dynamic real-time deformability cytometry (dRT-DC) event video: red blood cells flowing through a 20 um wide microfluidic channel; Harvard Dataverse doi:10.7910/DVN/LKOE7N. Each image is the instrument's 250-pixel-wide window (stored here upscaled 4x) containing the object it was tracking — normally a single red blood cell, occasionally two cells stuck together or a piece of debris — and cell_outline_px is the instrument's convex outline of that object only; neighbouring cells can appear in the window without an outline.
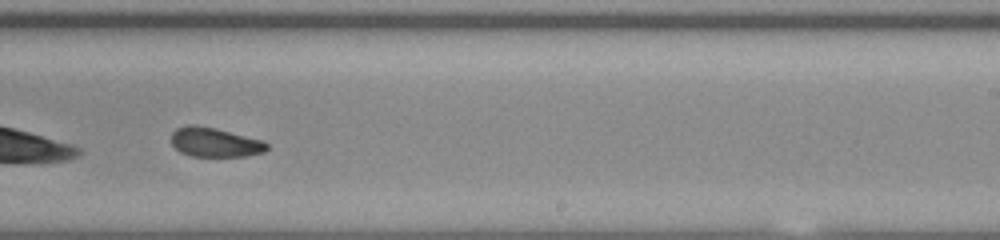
{"species": "common noctule bat (a hibernating species)", "species_latin": "Nyctalus noctula", "temperature_condition": "room temperature", "stored_images_in_passage": 32, "camera_frame_rate_fps": 3000, "um_per_image_px": 0.085, "animal": {"sex": "male", "body_mass_g": 20.0, "forearm_length_mm": 53.3}, "frame": {"image": 1, "passage_image": 19, "time_ms": 6.0, "image_size_px": [1000, 240], "cell_outline_px": [[268, 148], [264, 152], [244, 156], [192, 156], [180, 152], [172, 144], [172, 132], [176, 128], [188, 124], [192, 124], [216, 128], [264, 140], [268, 144]], "centroid_in_image_um": [18.27, 12.08], "position_along_channel_um": 270.7, "area_um2": 16.42}, "authors_computed_cell_mechanics": {"area_um2": 17.051, "velocity_mm_per_s": 3.8055, "shape_relaxation_time_tau1_ms": null, "shape_relaxation_time_tau2_ms": 2.7591, "deformation_change_tau1": null, "deformation_change_tau2": 0.0857}}